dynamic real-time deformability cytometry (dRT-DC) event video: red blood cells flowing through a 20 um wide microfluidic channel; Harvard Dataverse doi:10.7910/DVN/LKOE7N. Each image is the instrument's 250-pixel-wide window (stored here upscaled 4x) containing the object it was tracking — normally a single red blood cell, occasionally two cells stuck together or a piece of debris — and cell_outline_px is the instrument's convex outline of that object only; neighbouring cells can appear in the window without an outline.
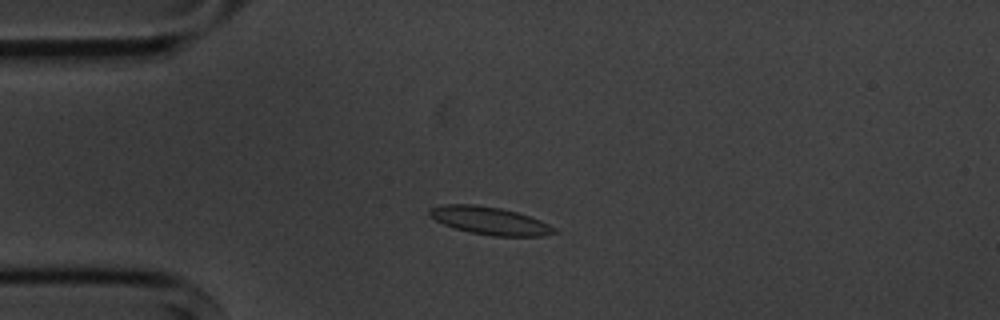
{"species": "common noctule bat (a hibernating species)", "species_latin": "Nyctalus noctula", "temperature_condition": "cold", "stored_images_in_passage": 12, "camera_frame_rate_fps": 3000, "um_per_image_px": 0.085, "animal": {"sex": "male", "body_mass_g": 20.1, "forearm_length_mm": 53.5}, "frame": {"image": 1, "passage_image": 3, "time_ms": 3.0, "image_size_px": [1000, 320], "cell_outline_px": [[556, 232], [544, 236], [492, 236], [468, 232], [444, 224], [436, 220], [428, 212], [428, 208], [444, 204], [476, 204], [500, 208], [516, 212], [540, 220], [556, 228]], "centroid_in_image_um": [41.62, 18.76], "position_along_channel_um": 43.4, "area_um2": 20.06}}
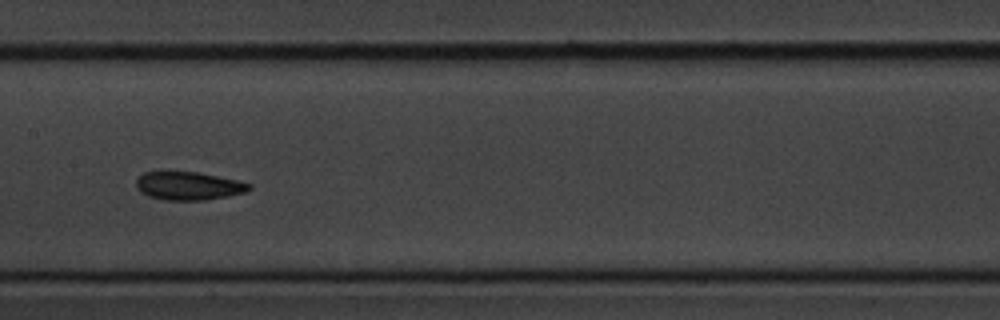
{"frame": {"image": 2, "passage_image": 7, "time_ms": 7.667, "image_size_px": [1000, 320], "cell_outline_px": [[252, 188], [244, 192], [228, 196], [204, 200], [164, 200], [148, 196], [140, 192], [136, 188], [136, 180], [144, 172], [196, 172], [236, 180], [252, 184]], "centroid_in_image_um": [16.0, 15.81], "position_along_channel_um": 191.4, "area_um2": 18.44}}
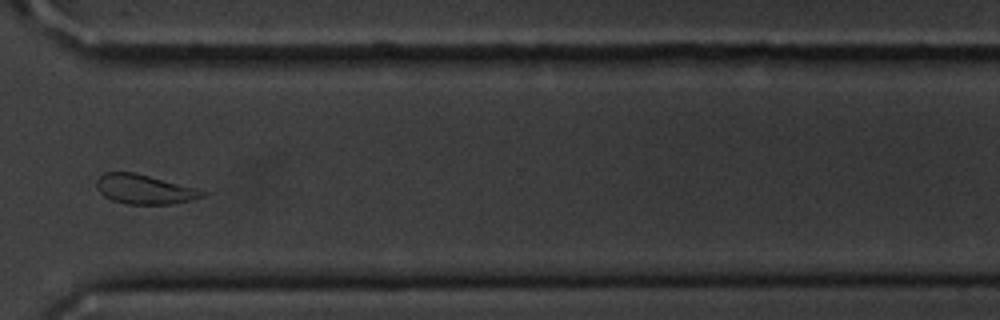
{"frame": {"image": 3, "passage_image": 11, "time_ms": 12.333, "image_size_px": [1000, 320], "cell_outline_px": [[208, 192], [204, 196], [192, 200], [172, 204], [128, 204], [112, 200], [104, 196], [96, 188], [96, 180], [104, 172], [132, 172], [196, 188]], "centroid_in_image_um": [12.26, 16.1], "position_along_channel_um": 358.3, "area_um2": 18.03}, "authors_computed_cell_mechanics": {"area_um2": 18.4382, "velocity_mm_per_s": 3.5961, "shape_relaxation_time_tau1_ms": 4.6971, "shape_relaxation_time_tau2_ms": 7.0808, "deformation_change_tau1": 0.1072, "deformation_change_tau2": 0.0906}}